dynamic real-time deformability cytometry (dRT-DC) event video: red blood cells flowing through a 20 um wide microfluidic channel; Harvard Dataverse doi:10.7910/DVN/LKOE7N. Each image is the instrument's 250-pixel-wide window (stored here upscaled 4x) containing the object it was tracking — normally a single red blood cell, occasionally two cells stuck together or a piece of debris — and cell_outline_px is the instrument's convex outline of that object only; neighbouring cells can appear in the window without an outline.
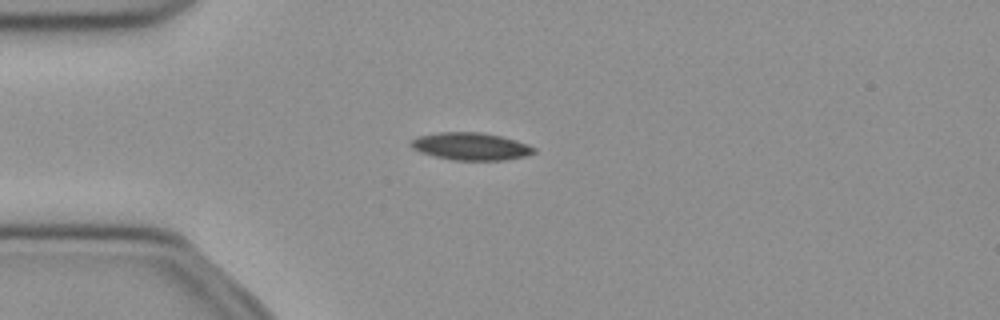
{"species": "common noctule bat (a hibernating species)", "species_latin": "Nyctalus noctula", "temperature_condition": "cold", "stored_images_in_passage": 51, "camera_frame_rate_fps": 3000, "um_per_image_px": 0.085, "animal": {"sex": "female", "body_mass_g": 21.9}, "frame": {"image": 1, "passage_image": 13, "time_ms": 4.0, "image_size_px": [1000, 320], "cell_outline_px": [[536, 152], [524, 156], [504, 160], [456, 160], [436, 156], [420, 152], [412, 148], [408, 144], [416, 136], [436, 132], [484, 132], [516, 140], [528, 144], [536, 148]], "centroid_in_image_um": [40.0, 12.42], "position_along_channel_um": 45.0, "area_um2": 19.77}}
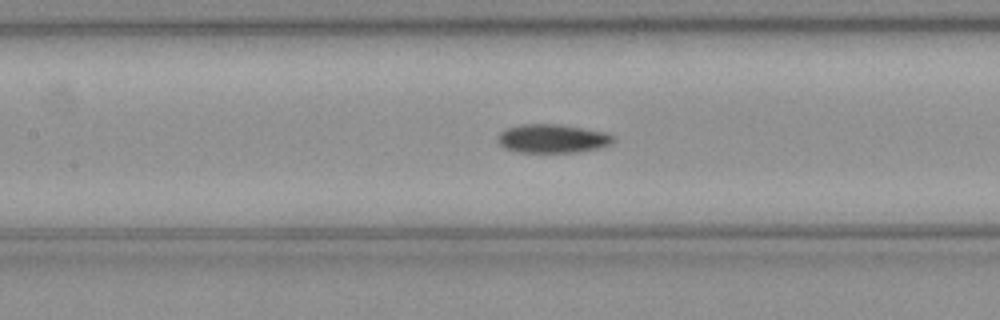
{"frame": {"image": 2, "passage_image": 23, "time_ms": 7.333, "image_size_px": [1000, 320], "cell_outline_px": [[616, 140], [612, 144], [600, 148], [576, 152], [516, 152], [504, 148], [496, 140], [496, 136], [500, 132], [508, 128], [520, 124], [564, 124], [604, 132], [616, 136]], "centroid_in_image_um": [46.98, 11.77], "position_along_channel_um": 160.4, "area_um2": 19.65}}
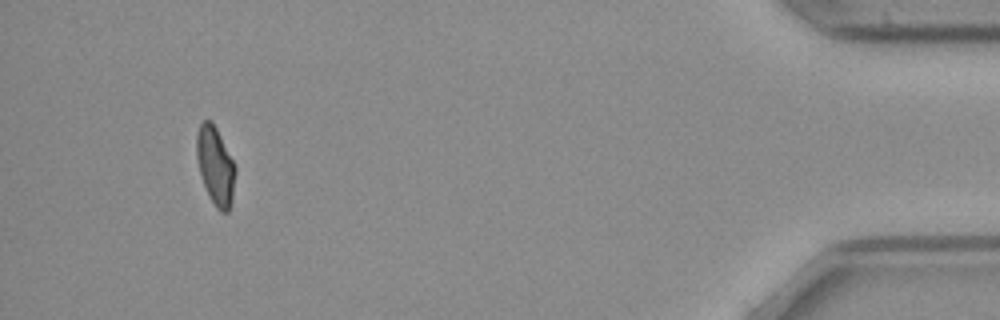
{"frame": {"image": 3, "passage_image": 48, "time_ms": 15.667, "image_size_px": [1000, 320], "cell_outline_px": [[236, 172], [232, 200], [228, 212], [220, 212], [216, 208], [204, 184], [200, 172], [196, 156], [196, 136], [200, 124], [204, 120], [212, 120], [236, 168]], "centroid_in_image_um": [18.31, 14.09], "position_along_channel_um": 416.9, "area_um2": 17.34}, "authors_computed_cell_mechanics": {"area_um2": 18.6694, "velocity_mm_per_s": 3.9763, "shape_relaxation_time_tau1_ms": 4.978, "shape_relaxation_time_tau2_ms": 6.169, "deformation_change_tau1": 0.1507, "deformation_change_tau2": 0.113}}